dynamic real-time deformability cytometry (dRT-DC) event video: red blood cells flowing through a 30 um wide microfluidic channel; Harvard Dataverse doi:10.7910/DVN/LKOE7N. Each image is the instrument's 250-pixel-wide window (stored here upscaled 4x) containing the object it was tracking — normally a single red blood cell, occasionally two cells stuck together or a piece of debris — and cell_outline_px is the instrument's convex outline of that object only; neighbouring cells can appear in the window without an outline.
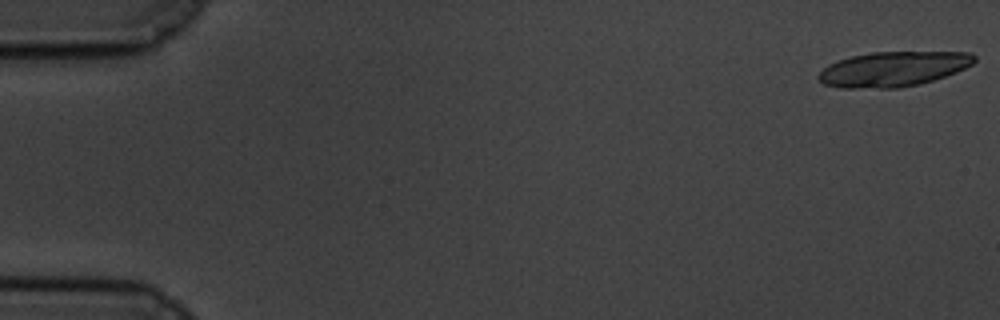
{"species": "common noctule bat (a hibernating species)", "species_latin": "Nyctalus noctula", "temperature_condition": "cold", "stored_images_in_passage": 20, "camera_frame_rate_fps": 3000, "um_per_image_px": 0.085, "animal": {"sex": "male", "body_mass_g": 19.5, "forearm_length_mm": 54.6}, "frame": {"image": 1, "passage_image": 1, "time_ms": 0.0, "image_size_px": [1000, 320], "cell_outline_px": [[976, 60], [972, 64], [956, 72], [920, 84], [900, 88], [840, 88], [824, 84], [816, 80], [816, 76], [828, 64], [852, 56], [872, 52], [972, 52], [976, 56]], "centroid_in_image_um": [75.9, 5.87], "position_along_channel_um": 9.1, "area_um2": 31.79}}